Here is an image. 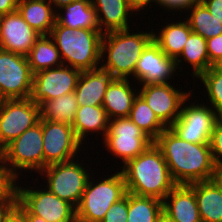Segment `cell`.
<instances>
[{
    "instance_id": "obj_1",
    "label": "cell",
    "mask_w": 222,
    "mask_h": 222,
    "mask_svg": "<svg viewBox=\"0 0 222 222\" xmlns=\"http://www.w3.org/2000/svg\"><path fill=\"white\" fill-rule=\"evenodd\" d=\"M177 185L211 180L214 170L209 144L190 143L170 128L164 129L154 140Z\"/></svg>"
},
{
    "instance_id": "obj_2",
    "label": "cell",
    "mask_w": 222,
    "mask_h": 222,
    "mask_svg": "<svg viewBox=\"0 0 222 222\" xmlns=\"http://www.w3.org/2000/svg\"><path fill=\"white\" fill-rule=\"evenodd\" d=\"M127 192L161 201L177 185L171 177L161 150L152 143L122 167Z\"/></svg>"
},
{
    "instance_id": "obj_3",
    "label": "cell",
    "mask_w": 222,
    "mask_h": 222,
    "mask_svg": "<svg viewBox=\"0 0 222 222\" xmlns=\"http://www.w3.org/2000/svg\"><path fill=\"white\" fill-rule=\"evenodd\" d=\"M130 30L103 34L100 57L102 63L100 65L110 70L115 78H128L134 83L135 80L131 77L134 76L136 64L142 51L153 39V31L143 32L142 30V32H138L137 30L136 33H130Z\"/></svg>"
},
{
    "instance_id": "obj_4",
    "label": "cell",
    "mask_w": 222,
    "mask_h": 222,
    "mask_svg": "<svg viewBox=\"0 0 222 222\" xmlns=\"http://www.w3.org/2000/svg\"><path fill=\"white\" fill-rule=\"evenodd\" d=\"M50 36L59 50L63 65L81 72L100 65L103 33L99 29H73L56 22Z\"/></svg>"
},
{
    "instance_id": "obj_5",
    "label": "cell",
    "mask_w": 222,
    "mask_h": 222,
    "mask_svg": "<svg viewBox=\"0 0 222 222\" xmlns=\"http://www.w3.org/2000/svg\"><path fill=\"white\" fill-rule=\"evenodd\" d=\"M112 174L109 177L105 176V179H98L100 181H96V183L93 176H90L80 203L76 207L77 220L101 222L113 203L126 195L127 189L123 174L121 171Z\"/></svg>"
},
{
    "instance_id": "obj_6",
    "label": "cell",
    "mask_w": 222,
    "mask_h": 222,
    "mask_svg": "<svg viewBox=\"0 0 222 222\" xmlns=\"http://www.w3.org/2000/svg\"><path fill=\"white\" fill-rule=\"evenodd\" d=\"M2 160L16 180L21 171L40 173L44 169L41 118L2 150Z\"/></svg>"
},
{
    "instance_id": "obj_7",
    "label": "cell",
    "mask_w": 222,
    "mask_h": 222,
    "mask_svg": "<svg viewBox=\"0 0 222 222\" xmlns=\"http://www.w3.org/2000/svg\"><path fill=\"white\" fill-rule=\"evenodd\" d=\"M73 159L68 162L46 166L39 174L45 176L47 189L66 200L75 208L79 205L91 173L83 167L84 163H78Z\"/></svg>"
},
{
    "instance_id": "obj_8",
    "label": "cell",
    "mask_w": 222,
    "mask_h": 222,
    "mask_svg": "<svg viewBox=\"0 0 222 222\" xmlns=\"http://www.w3.org/2000/svg\"><path fill=\"white\" fill-rule=\"evenodd\" d=\"M32 188L15 183L17 203L26 214L42 217L47 222H73L76 219V208L69 202L51 193L46 186L39 190L35 186Z\"/></svg>"
},
{
    "instance_id": "obj_9",
    "label": "cell",
    "mask_w": 222,
    "mask_h": 222,
    "mask_svg": "<svg viewBox=\"0 0 222 222\" xmlns=\"http://www.w3.org/2000/svg\"><path fill=\"white\" fill-rule=\"evenodd\" d=\"M103 140L108 152L118 157L123 165L128 160L136 158L154 143L129 117L110 119Z\"/></svg>"
},
{
    "instance_id": "obj_10",
    "label": "cell",
    "mask_w": 222,
    "mask_h": 222,
    "mask_svg": "<svg viewBox=\"0 0 222 222\" xmlns=\"http://www.w3.org/2000/svg\"><path fill=\"white\" fill-rule=\"evenodd\" d=\"M190 97L192 95L185 100L179 117L169 128L190 143L209 144L218 116L208 104L188 103Z\"/></svg>"
},
{
    "instance_id": "obj_11",
    "label": "cell",
    "mask_w": 222,
    "mask_h": 222,
    "mask_svg": "<svg viewBox=\"0 0 222 222\" xmlns=\"http://www.w3.org/2000/svg\"><path fill=\"white\" fill-rule=\"evenodd\" d=\"M40 118V106L30 98L3 99L0 102V148L3 150Z\"/></svg>"
},
{
    "instance_id": "obj_12",
    "label": "cell",
    "mask_w": 222,
    "mask_h": 222,
    "mask_svg": "<svg viewBox=\"0 0 222 222\" xmlns=\"http://www.w3.org/2000/svg\"><path fill=\"white\" fill-rule=\"evenodd\" d=\"M33 73L27 56L0 48V95L3 99L30 98Z\"/></svg>"
},
{
    "instance_id": "obj_13",
    "label": "cell",
    "mask_w": 222,
    "mask_h": 222,
    "mask_svg": "<svg viewBox=\"0 0 222 222\" xmlns=\"http://www.w3.org/2000/svg\"><path fill=\"white\" fill-rule=\"evenodd\" d=\"M43 133L44 168L46 166L73 160L82 143L73 127L63 122L41 119ZM82 146V147H80Z\"/></svg>"
},
{
    "instance_id": "obj_14",
    "label": "cell",
    "mask_w": 222,
    "mask_h": 222,
    "mask_svg": "<svg viewBox=\"0 0 222 222\" xmlns=\"http://www.w3.org/2000/svg\"><path fill=\"white\" fill-rule=\"evenodd\" d=\"M81 71L67 65L33 74L30 99L41 106L45 101L75 91Z\"/></svg>"
},
{
    "instance_id": "obj_15",
    "label": "cell",
    "mask_w": 222,
    "mask_h": 222,
    "mask_svg": "<svg viewBox=\"0 0 222 222\" xmlns=\"http://www.w3.org/2000/svg\"><path fill=\"white\" fill-rule=\"evenodd\" d=\"M176 89L171 83L146 84L138 87V94L146 101L157 118L169 128L179 117L185 100L192 94Z\"/></svg>"
},
{
    "instance_id": "obj_16",
    "label": "cell",
    "mask_w": 222,
    "mask_h": 222,
    "mask_svg": "<svg viewBox=\"0 0 222 222\" xmlns=\"http://www.w3.org/2000/svg\"><path fill=\"white\" fill-rule=\"evenodd\" d=\"M178 70L176 59L167 56L152 39L142 51L137 61L134 79L143 86L146 84H166ZM174 73V74H173Z\"/></svg>"
},
{
    "instance_id": "obj_17",
    "label": "cell",
    "mask_w": 222,
    "mask_h": 222,
    "mask_svg": "<svg viewBox=\"0 0 222 222\" xmlns=\"http://www.w3.org/2000/svg\"><path fill=\"white\" fill-rule=\"evenodd\" d=\"M41 35L16 10L0 16V48L27 56Z\"/></svg>"
},
{
    "instance_id": "obj_18",
    "label": "cell",
    "mask_w": 222,
    "mask_h": 222,
    "mask_svg": "<svg viewBox=\"0 0 222 222\" xmlns=\"http://www.w3.org/2000/svg\"><path fill=\"white\" fill-rule=\"evenodd\" d=\"M114 79L111 71L101 65L82 71L74 91L78 106H102L107 88Z\"/></svg>"
},
{
    "instance_id": "obj_19",
    "label": "cell",
    "mask_w": 222,
    "mask_h": 222,
    "mask_svg": "<svg viewBox=\"0 0 222 222\" xmlns=\"http://www.w3.org/2000/svg\"><path fill=\"white\" fill-rule=\"evenodd\" d=\"M90 2L96 12L99 30L103 34L131 29L129 16L135 11L128 0H90Z\"/></svg>"
},
{
    "instance_id": "obj_20",
    "label": "cell",
    "mask_w": 222,
    "mask_h": 222,
    "mask_svg": "<svg viewBox=\"0 0 222 222\" xmlns=\"http://www.w3.org/2000/svg\"><path fill=\"white\" fill-rule=\"evenodd\" d=\"M163 212L174 222H201L195 192L188 185H176L167 194Z\"/></svg>"
},
{
    "instance_id": "obj_21",
    "label": "cell",
    "mask_w": 222,
    "mask_h": 222,
    "mask_svg": "<svg viewBox=\"0 0 222 222\" xmlns=\"http://www.w3.org/2000/svg\"><path fill=\"white\" fill-rule=\"evenodd\" d=\"M132 85L128 78H115L110 83L102 103L109 119L129 117L133 102L138 96L137 89L134 90Z\"/></svg>"
},
{
    "instance_id": "obj_22",
    "label": "cell",
    "mask_w": 222,
    "mask_h": 222,
    "mask_svg": "<svg viewBox=\"0 0 222 222\" xmlns=\"http://www.w3.org/2000/svg\"><path fill=\"white\" fill-rule=\"evenodd\" d=\"M17 11L40 35H50L56 23V11L48 0H19Z\"/></svg>"
},
{
    "instance_id": "obj_23",
    "label": "cell",
    "mask_w": 222,
    "mask_h": 222,
    "mask_svg": "<svg viewBox=\"0 0 222 222\" xmlns=\"http://www.w3.org/2000/svg\"><path fill=\"white\" fill-rule=\"evenodd\" d=\"M194 192L201 222H222V193L211 181L188 185Z\"/></svg>"
},
{
    "instance_id": "obj_24",
    "label": "cell",
    "mask_w": 222,
    "mask_h": 222,
    "mask_svg": "<svg viewBox=\"0 0 222 222\" xmlns=\"http://www.w3.org/2000/svg\"><path fill=\"white\" fill-rule=\"evenodd\" d=\"M109 120L107 112L102 106H79L71 126L77 138L83 143L84 140H89L88 135L91 133L93 135L96 132L102 133L104 138L108 130Z\"/></svg>"
},
{
    "instance_id": "obj_25",
    "label": "cell",
    "mask_w": 222,
    "mask_h": 222,
    "mask_svg": "<svg viewBox=\"0 0 222 222\" xmlns=\"http://www.w3.org/2000/svg\"><path fill=\"white\" fill-rule=\"evenodd\" d=\"M56 22L73 29H99L96 12L90 0H74L60 8L56 12Z\"/></svg>"
},
{
    "instance_id": "obj_26",
    "label": "cell",
    "mask_w": 222,
    "mask_h": 222,
    "mask_svg": "<svg viewBox=\"0 0 222 222\" xmlns=\"http://www.w3.org/2000/svg\"><path fill=\"white\" fill-rule=\"evenodd\" d=\"M157 30L159 29L156 28L155 33L153 32V40L167 56L174 59L182 53L184 45L192 32L186 19L168 23L165 26L163 25L160 31L156 32Z\"/></svg>"
},
{
    "instance_id": "obj_27",
    "label": "cell",
    "mask_w": 222,
    "mask_h": 222,
    "mask_svg": "<svg viewBox=\"0 0 222 222\" xmlns=\"http://www.w3.org/2000/svg\"><path fill=\"white\" fill-rule=\"evenodd\" d=\"M207 40L199 34L191 32L187 42L184 45L182 53L176 58L177 66L182 71L181 67L183 59L186 63L191 65L192 73L194 78H198L203 72H206L212 65L209 61L207 53ZM182 58V60H181ZM180 65V66H179Z\"/></svg>"
},
{
    "instance_id": "obj_28",
    "label": "cell",
    "mask_w": 222,
    "mask_h": 222,
    "mask_svg": "<svg viewBox=\"0 0 222 222\" xmlns=\"http://www.w3.org/2000/svg\"><path fill=\"white\" fill-rule=\"evenodd\" d=\"M27 59L33 74L63 65L59 50L50 35H41L36 40Z\"/></svg>"
},
{
    "instance_id": "obj_29",
    "label": "cell",
    "mask_w": 222,
    "mask_h": 222,
    "mask_svg": "<svg viewBox=\"0 0 222 222\" xmlns=\"http://www.w3.org/2000/svg\"><path fill=\"white\" fill-rule=\"evenodd\" d=\"M187 12L190 15H187L185 19L192 32L199 34L206 40L222 34V24L211 15L200 0L195 1L186 12L184 11L185 15Z\"/></svg>"
},
{
    "instance_id": "obj_30",
    "label": "cell",
    "mask_w": 222,
    "mask_h": 222,
    "mask_svg": "<svg viewBox=\"0 0 222 222\" xmlns=\"http://www.w3.org/2000/svg\"><path fill=\"white\" fill-rule=\"evenodd\" d=\"M78 107L75 93H67L55 99L45 101L40 106L41 119L72 125Z\"/></svg>"
},
{
    "instance_id": "obj_31",
    "label": "cell",
    "mask_w": 222,
    "mask_h": 222,
    "mask_svg": "<svg viewBox=\"0 0 222 222\" xmlns=\"http://www.w3.org/2000/svg\"><path fill=\"white\" fill-rule=\"evenodd\" d=\"M163 212V201L128 192L127 222H156Z\"/></svg>"
},
{
    "instance_id": "obj_32",
    "label": "cell",
    "mask_w": 222,
    "mask_h": 222,
    "mask_svg": "<svg viewBox=\"0 0 222 222\" xmlns=\"http://www.w3.org/2000/svg\"><path fill=\"white\" fill-rule=\"evenodd\" d=\"M129 119L143 130L153 141L167 127L157 118L146 101L138 94L133 102Z\"/></svg>"
},
{
    "instance_id": "obj_33",
    "label": "cell",
    "mask_w": 222,
    "mask_h": 222,
    "mask_svg": "<svg viewBox=\"0 0 222 222\" xmlns=\"http://www.w3.org/2000/svg\"><path fill=\"white\" fill-rule=\"evenodd\" d=\"M198 78L206 88L207 104L215 110L218 118H222V72L212 66Z\"/></svg>"
},
{
    "instance_id": "obj_34",
    "label": "cell",
    "mask_w": 222,
    "mask_h": 222,
    "mask_svg": "<svg viewBox=\"0 0 222 222\" xmlns=\"http://www.w3.org/2000/svg\"><path fill=\"white\" fill-rule=\"evenodd\" d=\"M209 146L215 166H222V118H218L210 136Z\"/></svg>"
},
{
    "instance_id": "obj_35",
    "label": "cell",
    "mask_w": 222,
    "mask_h": 222,
    "mask_svg": "<svg viewBox=\"0 0 222 222\" xmlns=\"http://www.w3.org/2000/svg\"><path fill=\"white\" fill-rule=\"evenodd\" d=\"M128 192L119 201L113 203L101 222H127Z\"/></svg>"
},
{
    "instance_id": "obj_36",
    "label": "cell",
    "mask_w": 222,
    "mask_h": 222,
    "mask_svg": "<svg viewBox=\"0 0 222 222\" xmlns=\"http://www.w3.org/2000/svg\"><path fill=\"white\" fill-rule=\"evenodd\" d=\"M16 179L0 159V200L6 199L15 190Z\"/></svg>"
},
{
    "instance_id": "obj_37",
    "label": "cell",
    "mask_w": 222,
    "mask_h": 222,
    "mask_svg": "<svg viewBox=\"0 0 222 222\" xmlns=\"http://www.w3.org/2000/svg\"><path fill=\"white\" fill-rule=\"evenodd\" d=\"M206 46L210 64L213 65L222 58V34L207 39Z\"/></svg>"
},
{
    "instance_id": "obj_38",
    "label": "cell",
    "mask_w": 222,
    "mask_h": 222,
    "mask_svg": "<svg viewBox=\"0 0 222 222\" xmlns=\"http://www.w3.org/2000/svg\"><path fill=\"white\" fill-rule=\"evenodd\" d=\"M199 0H160L159 7L162 9L170 11L183 12L182 10L187 11V9L195 2Z\"/></svg>"
},
{
    "instance_id": "obj_39",
    "label": "cell",
    "mask_w": 222,
    "mask_h": 222,
    "mask_svg": "<svg viewBox=\"0 0 222 222\" xmlns=\"http://www.w3.org/2000/svg\"><path fill=\"white\" fill-rule=\"evenodd\" d=\"M17 204V194L14 190L6 199L0 200V222L5 221L6 215Z\"/></svg>"
},
{
    "instance_id": "obj_40",
    "label": "cell",
    "mask_w": 222,
    "mask_h": 222,
    "mask_svg": "<svg viewBox=\"0 0 222 222\" xmlns=\"http://www.w3.org/2000/svg\"><path fill=\"white\" fill-rule=\"evenodd\" d=\"M214 18L222 24V0H200Z\"/></svg>"
},
{
    "instance_id": "obj_41",
    "label": "cell",
    "mask_w": 222,
    "mask_h": 222,
    "mask_svg": "<svg viewBox=\"0 0 222 222\" xmlns=\"http://www.w3.org/2000/svg\"><path fill=\"white\" fill-rule=\"evenodd\" d=\"M4 222H27V214L17 203L6 215Z\"/></svg>"
},
{
    "instance_id": "obj_42",
    "label": "cell",
    "mask_w": 222,
    "mask_h": 222,
    "mask_svg": "<svg viewBox=\"0 0 222 222\" xmlns=\"http://www.w3.org/2000/svg\"><path fill=\"white\" fill-rule=\"evenodd\" d=\"M19 0H0V16L17 10Z\"/></svg>"
},
{
    "instance_id": "obj_43",
    "label": "cell",
    "mask_w": 222,
    "mask_h": 222,
    "mask_svg": "<svg viewBox=\"0 0 222 222\" xmlns=\"http://www.w3.org/2000/svg\"><path fill=\"white\" fill-rule=\"evenodd\" d=\"M131 8L135 11V13L140 10L145 9L150 3H155L159 6L160 0H128Z\"/></svg>"
},
{
    "instance_id": "obj_44",
    "label": "cell",
    "mask_w": 222,
    "mask_h": 222,
    "mask_svg": "<svg viewBox=\"0 0 222 222\" xmlns=\"http://www.w3.org/2000/svg\"><path fill=\"white\" fill-rule=\"evenodd\" d=\"M211 181L222 193V166H214Z\"/></svg>"
},
{
    "instance_id": "obj_45",
    "label": "cell",
    "mask_w": 222,
    "mask_h": 222,
    "mask_svg": "<svg viewBox=\"0 0 222 222\" xmlns=\"http://www.w3.org/2000/svg\"><path fill=\"white\" fill-rule=\"evenodd\" d=\"M52 6L54 7L55 11L59 10L60 8H63L70 3H72L74 0H48Z\"/></svg>"
},
{
    "instance_id": "obj_46",
    "label": "cell",
    "mask_w": 222,
    "mask_h": 222,
    "mask_svg": "<svg viewBox=\"0 0 222 222\" xmlns=\"http://www.w3.org/2000/svg\"><path fill=\"white\" fill-rule=\"evenodd\" d=\"M27 222H47L42 217L33 215V214H27Z\"/></svg>"
},
{
    "instance_id": "obj_47",
    "label": "cell",
    "mask_w": 222,
    "mask_h": 222,
    "mask_svg": "<svg viewBox=\"0 0 222 222\" xmlns=\"http://www.w3.org/2000/svg\"><path fill=\"white\" fill-rule=\"evenodd\" d=\"M156 222H174L166 213L162 212Z\"/></svg>"
},
{
    "instance_id": "obj_48",
    "label": "cell",
    "mask_w": 222,
    "mask_h": 222,
    "mask_svg": "<svg viewBox=\"0 0 222 222\" xmlns=\"http://www.w3.org/2000/svg\"><path fill=\"white\" fill-rule=\"evenodd\" d=\"M212 66H213L216 70L222 72V58H220L218 61H216Z\"/></svg>"
},
{
    "instance_id": "obj_49",
    "label": "cell",
    "mask_w": 222,
    "mask_h": 222,
    "mask_svg": "<svg viewBox=\"0 0 222 222\" xmlns=\"http://www.w3.org/2000/svg\"><path fill=\"white\" fill-rule=\"evenodd\" d=\"M0 159H2V149L0 148Z\"/></svg>"
}]
</instances>
